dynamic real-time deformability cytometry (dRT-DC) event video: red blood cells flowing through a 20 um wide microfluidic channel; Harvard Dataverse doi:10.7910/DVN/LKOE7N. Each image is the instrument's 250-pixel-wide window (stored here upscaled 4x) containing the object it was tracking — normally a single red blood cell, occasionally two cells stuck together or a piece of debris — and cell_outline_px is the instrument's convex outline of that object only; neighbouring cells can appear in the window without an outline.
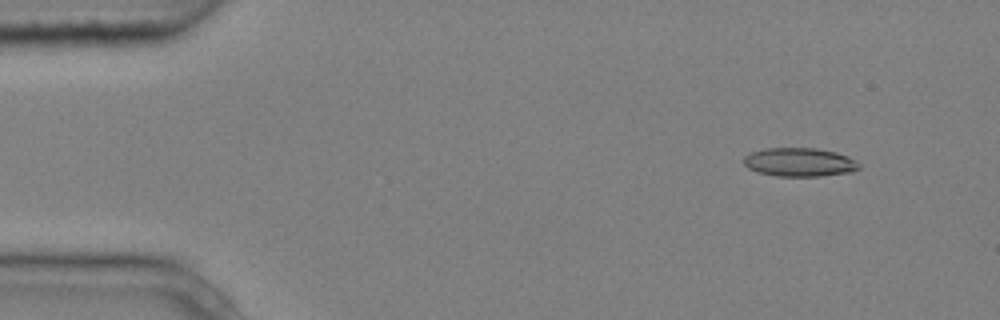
{"species": "common noctule bat (a hibernating species)", "species_latin": "Nyctalus noctula", "temperature_condition": "cold", "stored_images_in_passage": 5, "camera_frame_rate_fps": 3000, "um_per_image_px": 0.085, "animal": {"sex": "male", "body_mass_g": 20.4}, "frame": {"image": 1, "passage_image": 2, "time_ms": 0.333, "image_size_px": [1000, 320], "cell_outline_px": [[860, 168], [852, 172], [824, 176], [776, 176], [756, 172], [748, 168], [744, 164], [744, 156], [752, 152], [764, 148], [816, 148], [836, 152], [848, 156], [856, 160], [860, 164]], "centroid_in_image_um": [67.98, 13.79], "position_along_channel_um": 17.0, "area_um2": 19.48}}
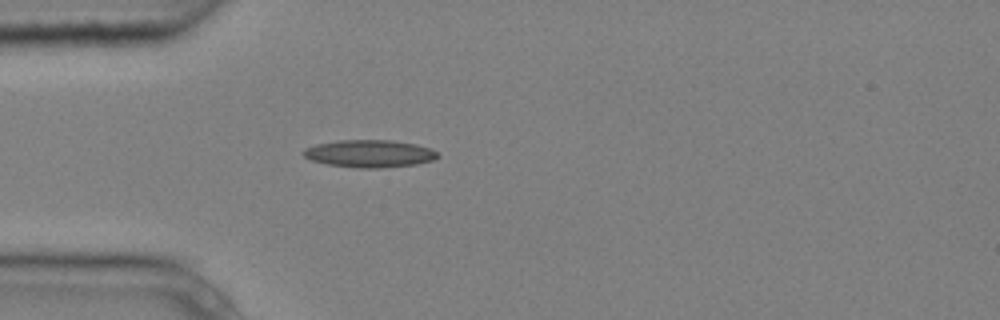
{"frame": {"image": 2, "passage_image": 5, "time_ms": 1.333, "image_size_px": [1000, 320], "cell_outline_px": [[440, 156], [432, 160], [416, 164], [380, 168], [360, 168], [328, 164], [312, 160], [304, 156], [300, 152], [304, 148], [316, 144], [336, 140], [392, 140], [416, 144], [428, 148], [436, 152]], "centroid_in_image_um": [31.37, 13.05], "position_along_channel_um": 53.6, "area_um2": 21.44}}